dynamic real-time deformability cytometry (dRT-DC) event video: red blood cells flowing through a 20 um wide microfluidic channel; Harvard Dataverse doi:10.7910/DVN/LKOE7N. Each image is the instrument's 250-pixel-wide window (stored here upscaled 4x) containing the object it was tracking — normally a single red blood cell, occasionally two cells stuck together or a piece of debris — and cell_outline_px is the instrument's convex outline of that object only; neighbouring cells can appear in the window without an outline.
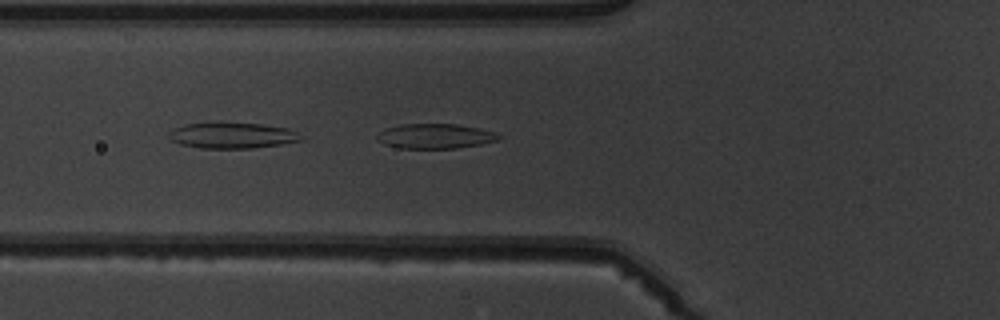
{"species": "common noctule bat (a hibernating species)", "species_latin": "Nyctalus noctula", "temperature_condition": "warm", "stored_images_in_passage": 5, "camera_frame_rate_fps": 3000, "um_per_image_px": 0.085, "animal": {"sex": "male", "body_mass_g": 19.5, "forearm_length_mm": 54.6}, "frame": {"image": 1, "passage_image": 5, "time_ms": 5.667, "image_size_px": [1000, 320], "cell_outline_px": [[500, 140], [480, 144], [456, 148], [400, 148], [384, 144], [376, 140], [376, 136], [384, 128], [400, 124], [456, 124], [480, 128], [496, 132], [500, 136]], "centroid_in_image_um": [36.98, 11.56], "position_along_channel_um": 88.8, "area_um2": 17.69}}